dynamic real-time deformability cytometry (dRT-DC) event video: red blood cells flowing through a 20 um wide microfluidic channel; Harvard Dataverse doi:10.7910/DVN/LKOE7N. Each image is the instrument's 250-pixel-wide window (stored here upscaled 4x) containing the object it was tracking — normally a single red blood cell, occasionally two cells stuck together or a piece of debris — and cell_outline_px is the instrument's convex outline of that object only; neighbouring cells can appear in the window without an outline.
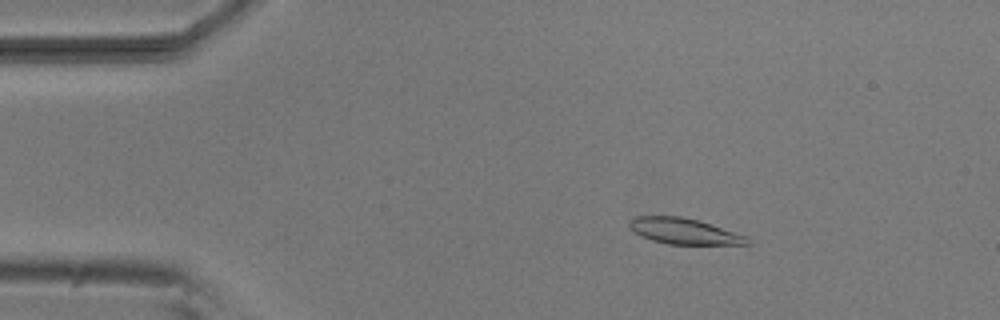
{"species": "common noctule bat (a hibernating species)", "species_latin": "Nyctalus noctula", "temperature_condition": "room temperature", "stored_images_in_passage": 34, "camera_frame_rate_fps": 3000, "um_per_image_px": 0.085, "animal": {"sex": "male", "body_mass_g": 20.5, "forearm_length_mm": 52.5}, "frame": {"image": 1, "passage_image": 8, "time_ms": 2.333, "image_size_px": [1000, 320], "cell_outline_px": [[752, 244], [668, 244], [652, 240], [640, 236], [628, 224], [636, 216], [680, 216], [700, 220], [748, 236], [752, 240]], "centroid_in_image_um": [58.22, 19.65], "position_along_channel_um": 26.8, "area_um2": 17.8}}
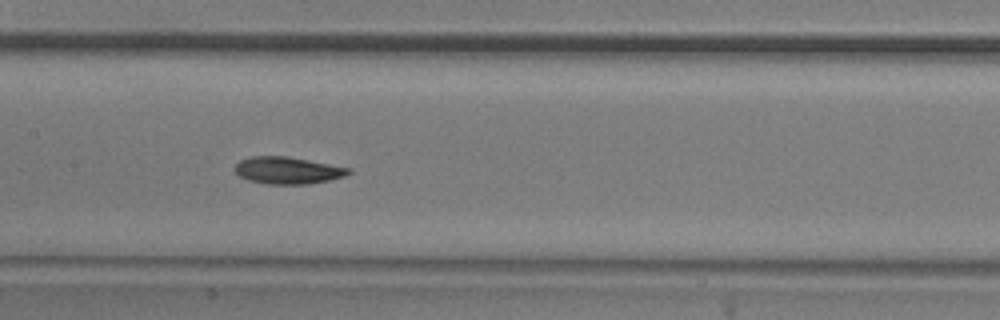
{"frame": {"image": 2, "passage_image": 25, "time_ms": 8.0, "image_size_px": [1000, 320], "cell_outline_px": [[352, 172], [344, 176], [328, 180], [308, 184], [268, 184], [248, 180], [240, 176], [236, 172], [236, 164], [240, 160], [252, 156], [284, 156], [308, 160], [352, 168]], "centroid_in_image_um": [24.47, 14.48], "position_along_channel_um": 182.9, "area_um2": 17.74}}
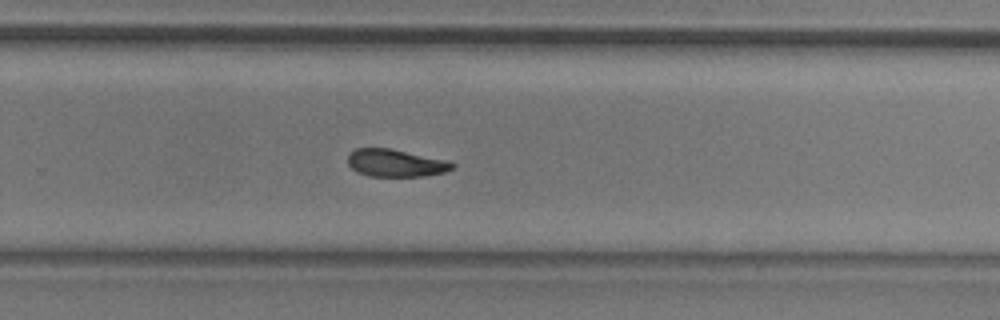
{"frame": {"image": 3, "passage_image": 34, "time_ms": 11.0, "image_size_px": [1000, 320], "cell_outline_px": [[456, 164], [452, 168], [444, 172], [424, 176], [368, 176], [356, 172], [348, 164], [348, 152], [356, 148], [392, 148], [448, 160]], "centroid_in_image_um": [33.61, 13.84], "position_along_channel_um": 296.2, "area_um2": 16.94}}